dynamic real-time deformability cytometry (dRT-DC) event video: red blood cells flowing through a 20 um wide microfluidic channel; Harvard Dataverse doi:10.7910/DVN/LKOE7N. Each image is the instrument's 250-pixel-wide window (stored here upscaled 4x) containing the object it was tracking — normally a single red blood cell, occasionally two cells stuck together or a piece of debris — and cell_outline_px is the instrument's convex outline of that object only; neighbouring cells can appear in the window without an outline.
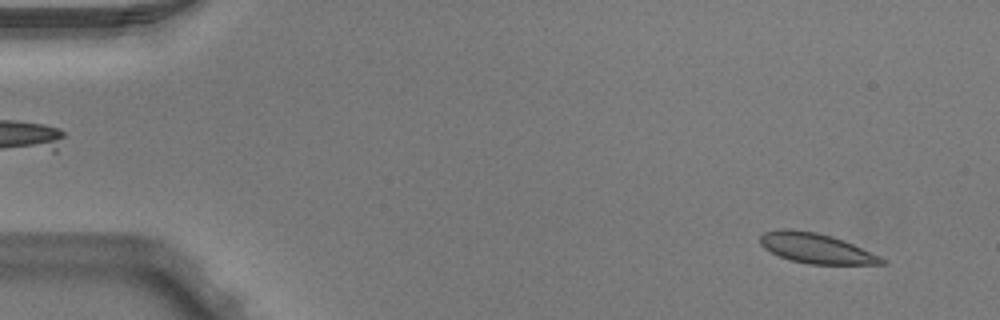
{"species": "Egyptian fruit bat (a non-hibernating species)", "species_latin": "Rousettus aegyptiacus", "temperature_condition": "warm", "stored_images_in_passage": 50, "camera_frame_rate_fps": 3000, "um_per_image_px": 0.085, "animal": {"sex": "male"}, "frame": {"image": 1, "passage_image": 3, "time_ms": 0.667, "image_size_px": [1000, 320], "cell_outline_px": [[888, 264], [808, 264], [792, 260], [780, 256], [764, 248], [760, 244], [760, 236], [764, 232], [780, 228], [788, 228], [816, 232], [832, 236], [844, 240], [880, 256], [888, 260]], "centroid_in_image_um": [69.38, 21.09], "position_along_channel_um": 15.6, "area_um2": 21.33}}
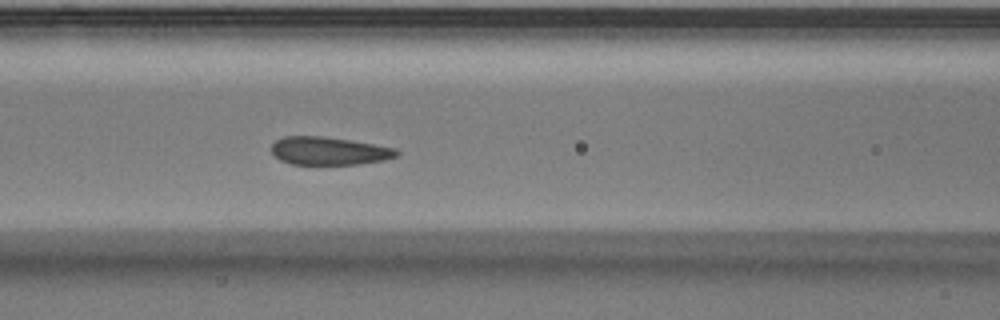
{"frame": {"image": 2, "passage_image": 21, "time_ms": 6.667, "image_size_px": [1000, 320], "cell_outline_px": [[400, 152], [396, 156], [384, 160], [356, 164], [292, 164], [280, 160], [272, 152], [272, 144], [276, 140], [284, 136], [324, 136], [396, 148]], "centroid_in_image_um": [27.95, 12.82], "position_along_channel_um": 138.6, "area_um2": 20.23}}
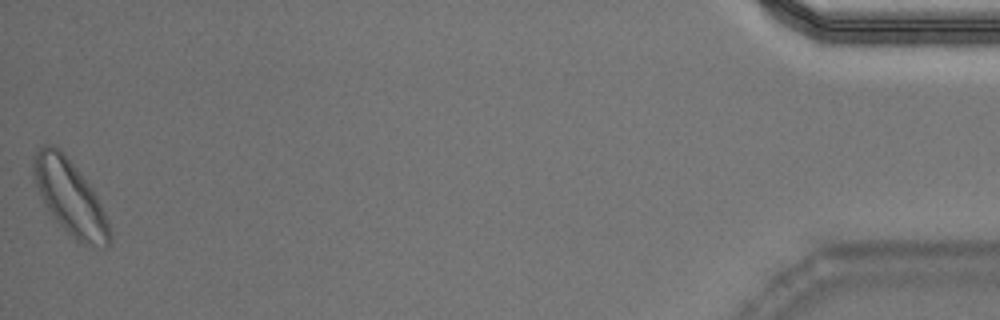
{"frame": {"image": 3, "passage_image": 50, "time_ms": 16.333, "image_size_px": [1000, 320], "cell_outline_px": [[112, 236], [108, 248], [104, 248], [84, 244], [76, 240], [52, 216], [36, 184], [32, 172], [32, 156], [44, 144], [52, 144], [60, 148], [64, 152], [92, 188], [112, 228]], "centroid_in_image_um": [5.98, 16.77], "position_along_channel_um": 429.2, "area_um2": 32.95}, "authors_computed_cell_mechanics": {"area_um2": 21.6461, "velocity_mm_per_s": 3.9536, "shape_relaxation_time_tau1_ms": 3.1992, "shape_relaxation_time_tau2_ms": null, "deformation_change_tau1": 0.0891, "deformation_change_tau2": null}}